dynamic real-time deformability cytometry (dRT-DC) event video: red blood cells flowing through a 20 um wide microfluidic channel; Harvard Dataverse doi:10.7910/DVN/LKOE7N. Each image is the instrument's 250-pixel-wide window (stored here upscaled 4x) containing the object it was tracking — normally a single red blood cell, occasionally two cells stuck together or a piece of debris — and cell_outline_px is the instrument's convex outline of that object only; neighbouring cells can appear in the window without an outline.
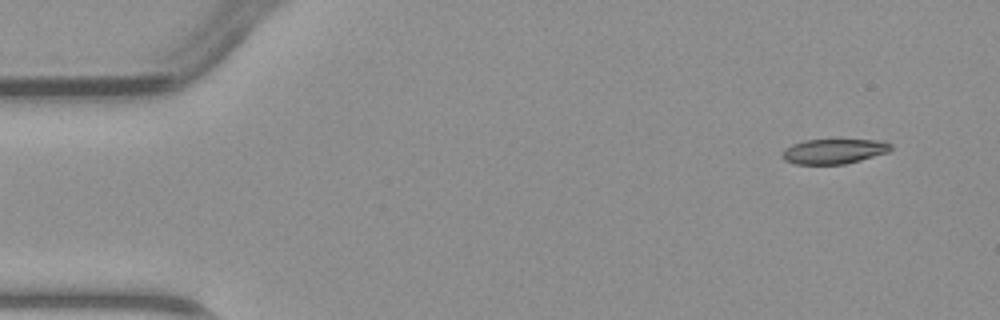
{"species": "common noctule bat (a hibernating species)", "species_latin": "Nyctalus noctula", "temperature_condition": "warm", "stored_images_in_passage": 5, "camera_frame_rate_fps": 3000, "um_per_image_px": 0.085, "animal": {"sex": "male", "body_mass_g": 23.1, "forearm_length_mm": 52.7}, "frame": {"image": 1, "passage_image": 1, "time_ms": 0.0, "image_size_px": [1000, 320], "cell_outline_px": [[892, 148], [888, 152], [860, 160], [844, 164], [796, 164], [784, 160], [780, 156], [784, 148], [792, 144], [804, 140], [884, 140], [892, 144]], "centroid_in_image_um": [70.86, 12.86], "position_along_channel_um": 14.1, "area_um2": 15.84}}
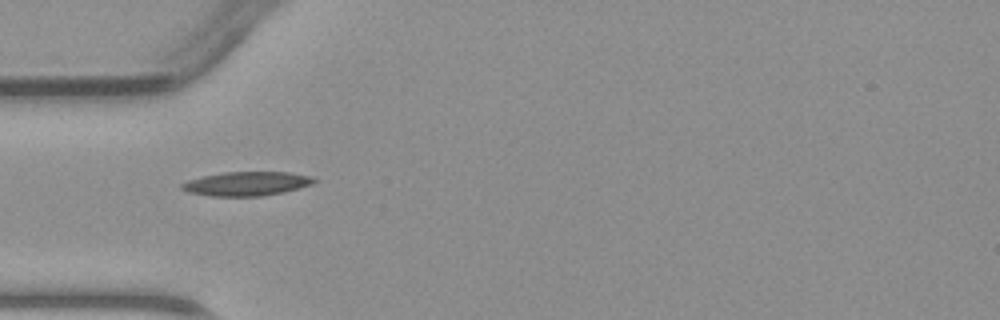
{"frame": {"image": 2, "passage_image": 4, "time_ms": 3.667, "image_size_px": [1000, 320], "cell_outline_px": [[316, 180], [312, 184], [284, 192], [264, 196], [208, 196], [188, 192], [180, 188], [180, 184], [188, 180], [200, 176], [224, 172], [288, 172], [312, 176]], "centroid_in_image_um": [20.93, 15.61], "position_along_channel_um": 64.1, "area_um2": 18.67}}
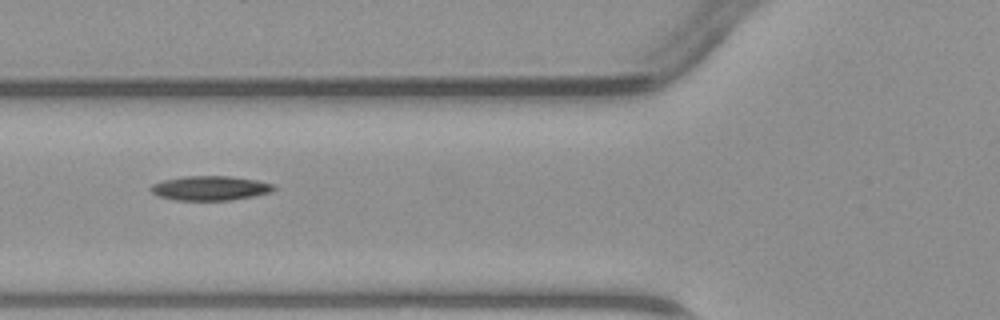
{"frame": {"image": 3, "passage_image": 5, "time_ms": 4.667, "image_size_px": [1000, 320], "cell_outline_px": [[276, 188], [272, 192], [232, 200], [176, 200], [156, 196], [148, 188], [152, 184], [164, 180], [184, 176], [228, 176], [256, 180], [276, 184]], "centroid_in_image_um": [17.86, 15.99], "position_along_channel_um": 107.9, "area_um2": 17.63}}